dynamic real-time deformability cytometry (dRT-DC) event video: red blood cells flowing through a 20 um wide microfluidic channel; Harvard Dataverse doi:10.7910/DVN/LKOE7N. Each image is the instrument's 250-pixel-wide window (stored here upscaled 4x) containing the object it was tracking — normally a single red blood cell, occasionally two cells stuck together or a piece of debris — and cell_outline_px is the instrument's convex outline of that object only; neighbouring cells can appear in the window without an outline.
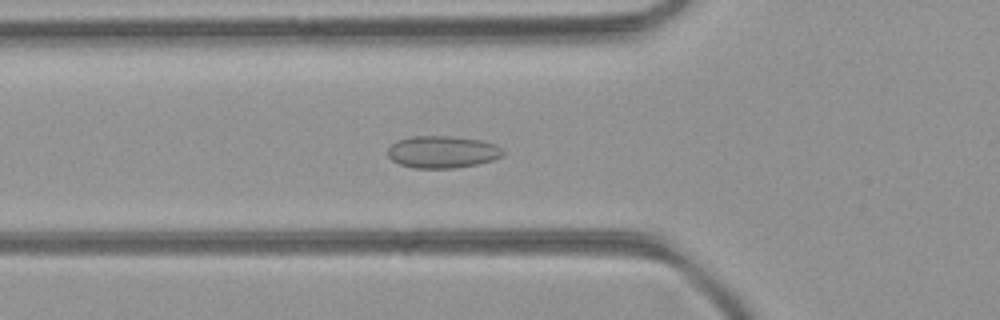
{"species": "common noctule bat (a hibernating species)", "species_latin": "Nyctalus noctula", "temperature_condition": "room temperature", "stored_images_in_passage": 33, "camera_frame_rate_fps": 3000, "um_per_image_px": 0.085, "animal": {"sex": "female", "body_mass_g": 21.9}, "frame": {"image": 1, "passage_image": 2, "time_ms": 0.333, "image_size_px": [1000, 320], "cell_outline_px": [[504, 156], [492, 160], [476, 164], [452, 168], [412, 168], [400, 164], [392, 160], [388, 156], [388, 148], [396, 140], [412, 136], [452, 136], [480, 140], [496, 144], [504, 152]], "centroid_in_image_um": [37.59, 12.91], "position_along_channel_um": 88.2, "area_um2": 21.62}}
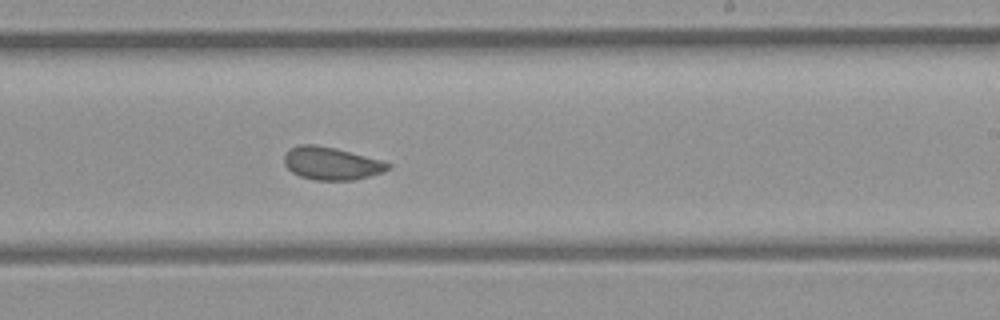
{"frame": {"image": 2, "passage_image": 14, "time_ms": 4.333, "image_size_px": [1000, 320], "cell_outline_px": [[392, 168], [384, 172], [352, 180], [312, 180], [300, 176], [292, 172], [284, 164], [284, 156], [292, 148], [300, 144], [312, 144], [336, 148], [380, 160], [392, 164]], "centroid_in_image_um": [28.18, 13.9], "position_along_channel_um": 260.8, "area_um2": 19.71}}
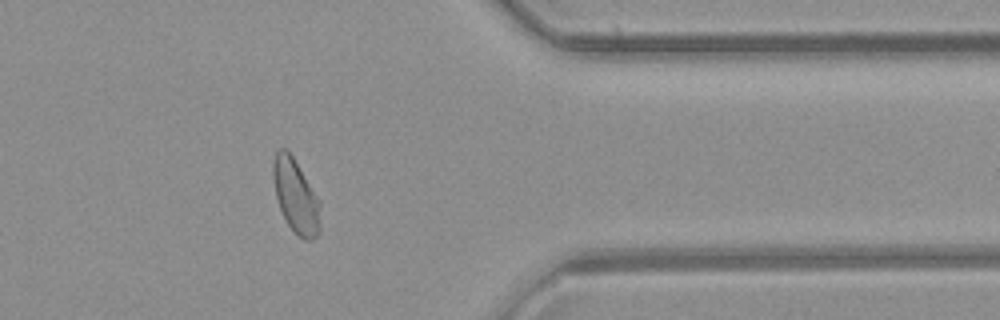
{"frame": {"image": 3, "passage_image": 24, "time_ms": 7.667, "image_size_px": [1000, 320], "cell_outline_px": [[320, 232], [312, 240], [304, 240], [288, 224], [280, 208], [276, 196], [272, 176], [272, 160], [276, 152], [280, 148], [284, 148], [292, 156], [320, 200]], "centroid_in_image_um": [25.14, 16.66], "position_along_channel_um": 386.3, "area_um2": 20.11}}